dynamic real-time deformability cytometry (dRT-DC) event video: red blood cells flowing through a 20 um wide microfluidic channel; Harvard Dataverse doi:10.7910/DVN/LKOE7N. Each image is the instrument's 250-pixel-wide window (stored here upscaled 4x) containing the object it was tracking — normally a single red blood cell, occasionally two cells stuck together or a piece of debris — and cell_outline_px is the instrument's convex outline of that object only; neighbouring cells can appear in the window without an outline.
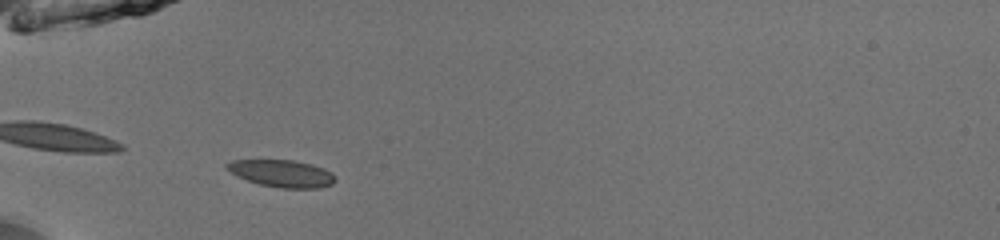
{"species": "common noctule bat (a hibernating species)", "species_latin": "Nyctalus noctula", "temperature_condition": "room temperature", "stored_images_in_passage": 35, "camera_frame_rate_fps": 3000, "um_per_image_px": 0.085, "animal": {"sex": "male", "body_mass_g": 13.0, "forearm_length_mm": 53.1}, "frame": {"image": 1, "passage_image": 1, "time_ms": 0.0, "image_size_px": [1000, 240], "cell_outline_px": [[336, 180], [332, 184], [320, 188], [280, 188], [260, 184], [236, 176], [224, 168], [224, 164], [232, 160], [292, 160], [312, 164], [324, 168], [332, 172], [336, 176]], "centroid_in_image_um": [23.96, 14.74], "position_along_channel_um": 61.0, "area_um2": 17.34}}
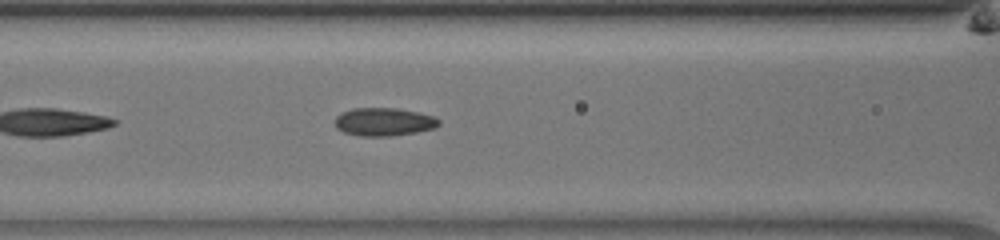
{"frame": {"image": 2, "passage_image": 7, "time_ms": 2.0, "image_size_px": [1000, 240], "cell_outline_px": [[440, 124], [436, 128], [416, 132], [388, 136], [360, 136], [344, 132], [336, 128], [336, 116], [340, 112], [352, 108], [396, 108], [416, 112], [432, 116], [440, 120]], "centroid_in_image_um": [32.61, 10.35], "position_along_channel_um": 134.0, "area_um2": 16.99}}
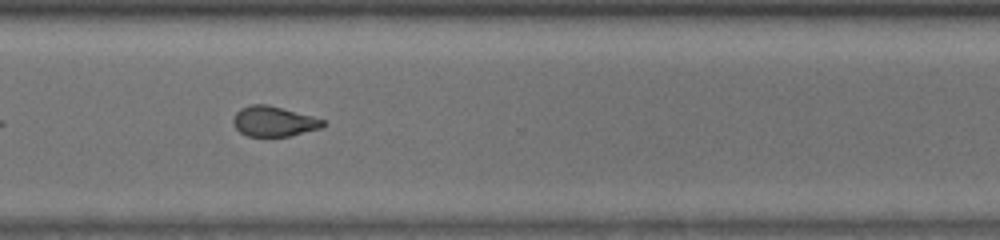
{"frame": {"image": 3, "passage_image": 23, "time_ms": 7.333, "image_size_px": [1000, 240], "cell_outline_px": [[328, 124], [320, 128], [288, 136], [248, 136], [240, 132], [236, 128], [232, 120], [236, 112], [240, 108], [252, 104], [268, 104], [312, 116], [324, 120]], "centroid_in_image_um": [23.26, 10.31], "position_along_channel_um": 347.3, "area_um2": 15.72}, "authors_computed_cell_mechanics": {"area_um2": 16.473, "velocity_mm_per_s": 4.005, "shape_relaxation_time_tau1_ms": 10.9393, "shape_relaxation_time_tau2_ms": 2.0659, "deformation_change_tau1": 0.2175, "deformation_change_tau2": 0.071}}